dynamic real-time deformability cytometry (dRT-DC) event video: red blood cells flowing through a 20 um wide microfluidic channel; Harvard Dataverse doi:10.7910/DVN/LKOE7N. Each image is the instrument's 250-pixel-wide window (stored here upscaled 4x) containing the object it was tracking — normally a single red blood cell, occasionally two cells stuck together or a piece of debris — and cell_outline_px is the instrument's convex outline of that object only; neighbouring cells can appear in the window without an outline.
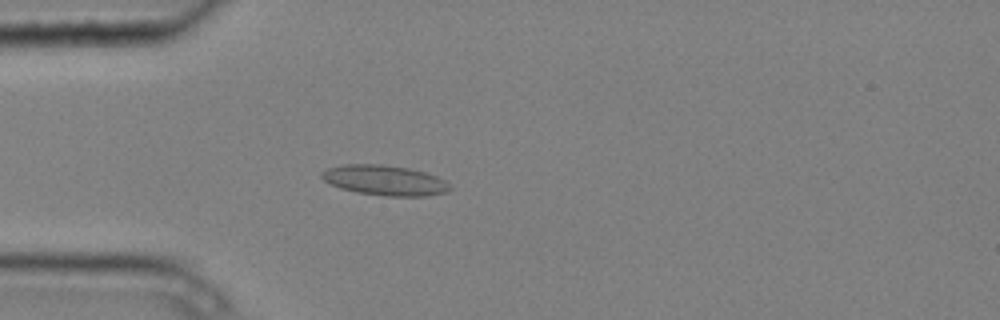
{"species": "common noctule bat (a hibernating species)", "species_latin": "Nyctalus noctula", "temperature_condition": "cold", "stored_images_in_passage": 2, "camera_frame_rate_fps": 3000, "um_per_image_px": 0.085, "animal": {"sex": "male", "body_mass_g": 20.4}, "frame": {"image": 1, "passage_image": 2, "time_ms": 0.333, "image_size_px": [1000, 320], "cell_outline_px": [[452, 188], [448, 192], [428, 196], [388, 196], [356, 192], [340, 188], [324, 180], [320, 176], [320, 172], [328, 168], [344, 164], [380, 164], [408, 168], [424, 172], [436, 176], [444, 180]], "centroid_in_image_um": [32.7, 15.33], "position_along_channel_um": 52.3, "area_um2": 22.48}}